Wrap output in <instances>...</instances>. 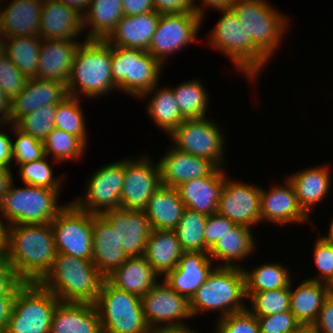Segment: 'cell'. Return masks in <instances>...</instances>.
<instances>
[{
	"mask_svg": "<svg viewBox=\"0 0 333 333\" xmlns=\"http://www.w3.org/2000/svg\"><path fill=\"white\" fill-rule=\"evenodd\" d=\"M55 255L50 223L7 226L6 257L23 282L39 283Z\"/></svg>",
	"mask_w": 333,
	"mask_h": 333,
	"instance_id": "cell-1",
	"label": "cell"
},
{
	"mask_svg": "<svg viewBox=\"0 0 333 333\" xmlns=\"http://www.w3.org/2000/svg\"><path fill=\"white\" fill-rule=\"evenodd\" d=\"M104 279L92 259L56 253L50 271L39 283L61 302L95 304Z\"/></svg>",
	"mask_w": 333,
	"mask_h": 333,
	"instance_id": "cell-2",
	"label": "cell"
},
{
	"mask_svg": "<svg viewBox=\"0 0 333 333\" xmlns=\"http://www.w3.org/2000/svg\"><path fill=\"white\" fill-rule=\"evenodd\" d=\"M83 42L77 48L66 84L68 95L95 99L118 89L112 78L111 45L99 39Z\"/></svg>",
	"mask_w": 333,
	"mask_h": 333,
	"instance_id": "cell-3",
	"label": "cell"
},
{
	"mask_svg": "<svg viewBox=\"0 0 333 333\" xmlns=\"http://www.w3.org/2000/svg\"><path fill=\"white\" fill-rule=\"evenodd\" d=\"M219 265L190 299L192 316L204 311L221 310L220 318H223L247 308L242 301L246 299L243 267Z\"/></svg>",
	"mask_w": 333,
	"mask_h": 333,
	"instance_id": "cell-4",
	"label": "cell"
},
{
	"mask_svg": "<svg viewBox=\"0 0 333 333\" xmlns=\"http://www.w3.org/2000/svg\"><path fill=\"white\" fill-rule=\"evenodd\" d=\"M59 190L26 184H12L0 202L1 219L6 226L51 223L65 207L57 203Z\"/></svg>",
	"mask_w": 333,
	"mask_h": 333,
	"instance_id": "cell-5",
	"label": "cell"
},
{
	"mask_svg": "<svg viewBox=\"0 0 333 333\" xmlns=\"http://www.w3.org/2000/svg\"><path fill=\"white\" fill-rule=\"evenodd\" d=\"M219 11L223 15L210 34L209 42L230 57L237 70L255 80L268 59L254 46L252 37L230 8Z\"/></svg>",
	"mask_w": 333,
	"mask_h": 333,
	"instance_id": "cell-6",
	"label": "cell"
},
{
	"mask_svg": "<svg viewBox=\"0 0 333 333\" xmlns=\"http://www.w3.org/2000/svg\"><path fill=\"white\" fill-rule=\"evenodd\" d=\"M229 8L252 37L254 46L269 60L287 31V17L265 0H234Z\"/></svg>",
	"mask_w": 333,
	"mask_h": 333,
	"instance_id": "cell-7",
	"label": "cell"
},
{
	"mask_svg": "<svg viewBox=\"0 0 333 333\" xmlns=\"http://www.w3.org/2000/svg\"><path fill=\"white\" fill-rule=\"evenodd\" d=\"M59 299L37 282H24L18 289L4 333H50Z\"/></svg>",
	"mask_w": 333,
	"mask_h": 333,
	"instance_id": "cell-8",
	"label": "cell"
},
{
	"mask_svg": "<svg viewBox=\"0 0 333 333\" xmlns=\"http://www.w3.org/2000/svg\"><path fill=\"white\" fill-rule=\"evenodd\" d=\"M95 306L102 333H149L141 298L103 280Z\"/></svg>",
	"mask_w": 333,
	"mask_h": 333,
	"instance_id": "cell-9",
	"label": "cell"
},
{
	"mask_svg": "<svg viewBox=\"0 0 333 333\" xmlns=\"http://www.w3.org/2000/svg\"><path fill=\"white\" fill-rule=\"evenodd\" d=\"M111 60L114 85L138 98L158 84L164 67L148 51L113 45Z\"/></svg>",
	"mask_w": 333,
	"mask_h": 333,
	"instance_id": "cell-10",
	"label": "cell"
},
{
	"mask_svg": "<svg viewBox=\"0 0 333 333\" xmlns=\"http://www.w3.org/2000/svg\"><path fill=\"white\" fill-rule=\"evenodd\" d=\"M95 214L69 202L50 223L56 253L92 259L93 218Z\"/></svg>",
	"mask_w": 333,
	"mask_h": 333,
	"instance_id": "cell-11",
	"label": "cell"
},
{
	"mask_svg": "<svg viewBox=\"0 0 333 333\" xmlns=\"http://www.w3.org/2000/svg\"><path fill=\"white\" fill-rule=\"evenodd\" d=\"M219 128L206 117L185 119L169 135L177 150L209 159L221 168L225 140Z\"/></svg>",
	"mask_w": 333,
	"mask_h": 333,
	"instance_id": "cell-12",
	"label": "cell"
},
{
	"mask_svg": "<svg viewBox=\"0 0 333 333\" xmlns=\"http://www.w3.org/2000/svg\"><path fill=\"white\" fill-rule=\"evenodd\" d=\"M202 20L196 12L160 13L148 52L163 65L168 55L197 41Z\"/></svg>",
	"mask_w": 333,
	"mask_h": 333,
	"instance_id": "cell-13",
	"label": "cell"
},
{
	"mask_svg": "<svg viewBox=\"0 0 333 333\" xmlns=\"http://www.w3.org/2000/svg\"><path fill=\"white\" fill-rule=\"evenodd\" d=\"M124 184V160L100 167L87 182L86 197L73 200L81 210L102 215L108 210L121 208Z\"/></svg>",
	"mask_w": 333,
	"mask_h": 333,
	"instance_id": "cell-14",
	"label": "cell"
},
{
	"mask_svg": "<svg viewBox=\"0 0 333 333\" xmlns=\"http://www.w3.org/2000/svg\"><path fill=\"white\" fill-rule=\"evenodd\" d=\"M150 157L139 160L124 159V184L121 191V208L133 213L145 214L147 202L161 186L158 163Z\"/></svg>",
	"mask_w": 333,
	"mask_h": 333,
	"instance_id": "cell-15",
	"label": "cell"
},
{
	"mask_svg": "<svg viewBox=\"0 0 333 333\" xmlns=\"http://www.w3.org/2000/svg\"><path fill=\"white\" fill-rule=\"evenodd\" d=\"M141 305L149 328L184 325L181 320L193 317L190 301L174 291L164 280L161 284L157 282L141 297Z\"/></svg>",
	"mask_w": 333,
	"mask_h": 333,
	"instance_id": "cell-16",
	"label": "cell"
},
{
	"mask_svg": "<svg viewBox=\"0 0 333 333\" xmlns=\"http://www.w3.org/2000/svg\"><path fill=\"white\" fill-rule=\"evenodd\" d=\"M260 195L258 186L228 180L226 176L216 213L235 224L251 227L261 222Z\"/></svg>",
	"mask_w": 333,
	"mask_h": 333,
	"instance_id": "cell-17",
	"label": "cell"
},
{
	"mask_svg": "<svg viewBox=\"0 0 333 333\" xmlns=\"http://www.w3.org/2000/svg\"><path fill=\"white\" fill-rule=\"evenodd\" d=\"M68 95L66 84L40 78L28 79L23 90L11 100L10 125L44 105H57Z\"/></svg>",
	"mask_w": 333,
	"mask_h": 333,
	"instance_id": "cell-18",
	"label": "cell"
},
{
	"mask_svg": "<svg viewBox=\"0 0 333 333\" xmlns=\"http://www.w3.org/2000/svg\"><path fill=\"white\" fill-rule=\"evenodd\" d=\"M168 151L157 162L161 185L176 188L191 179L209 176L217 168L204 157L184 153L174 147Z\"/></svg>",
	"mask_w": 333,
	"mask_h": 333,
	"instance_id": "cell-19",
	"label": "cell"
},
{
	"mask_svg": "<svg viewBox=\"0 0 333 333\" xmlns=\"http://www.w3.org/2000/svg\"><path fill=\"white\" fill-rule=\"evenodd\" d=\"M208 252H183L177 266L164 277L174 291L189 301L214 269Z\"/></svg>",
	"mask_w": 333,
	"mask_h": 333,
	"instance_id": "cell-20",
	"label": "cell"
},
{
	"mask_svg": "<svg viewBox=\"0 0 333 333\" xmlns=\"http://www.w3.org/2000/svg\"><path fill=\"white\" fill-rule=\"evenodd\" d=\"M102 216L116 229L128 258L144 256L147 240L153 230L145 214L119 208L108 210Z\"/></svg>",
	"mask_w": 333,
	"mask_h": 333,
	"instance_id": "cell-21",
	"label": "cell"
},
{
	"mask_svg": "<svg viewBox=\"0 0 333 333\" xmlns=\"http://www.w3.org/2000/svg\"><path fill=\"white\" fill-rule=\"evenodd\" d=\"M222 168L209 176L191 179L176 187L185 208L210 216L217 212L218 201L226 182Z\"/></svg>",
	"mask_w": 333,
	"mask_h": 333,
	"instance_id": "cell-22",
	"label": "cell"
},
{
	"mask_svg": "<svg viewBox=\"0 0 333 333\" xmlns=\"http://www.w3.org/2000/svg\"><path fill=\"white\" fill-rule=\"evenodd\" d=\"M285 184L286 186L276 185L269 191L261 188V221L267 220L281 225L310 221L299 206L294 186L288 178Z\"/></svg>",
	"mask_w": 333,
	"mask_h": 333,
	"instance_id": "cell-23",
	"label": "cell"
},
{
	"mask_svg": "<svg viewBox=\"0 0 333 333\" xmlns=\"http://www.w3.org/2000/svg\"><path fill=\"white\" fill-rule=\"evenodd\" d=\"M92 250V261L104 277L128 258L116 229L102 215L93 218Z\"/></svg>",
	"mask_w": 333,
	"mask_h": 333,
	"instance_id": "cell-24",
	"label": "cell"
},
{
	"mask_svg": "<svg viewBox=\"0 0 333 333\" xmlns=\"http://www.w3.org/2000/svg\"><path fill=\"white\" fill-rule=\"evenodd\" d=\"M44 40V41H43ZM80 42L42 38L36 78L67 84Z\"/></svg>",
	"mask_w": 333,
	"mask_h": 333,
	"instance_id": "cell-25",
	"label": "cell"
},
{
	"mask_svg": "<svg viewBox=\"0 0 333 333\" xmlns=\"http://www.w3.org/2000/svg\"><path fill=\"white\" fill-rule=\"evenodd\" d=\"M159 19L160 13L157 11L124 15L105 41L113 46L148 51Z\"/></svg>",
	"mask_w": 333,
	"mask_h": 333,
	"instance_id": "cell-26",
	"label": "cell"
},
{
	"mask_svg": "<svg viewBox=\"0 0 333 333\" xmlns=\"http://www.w3.org/2000/svg\"><path fill=\"white\" fill-rule=\"evenodd\" d=\"M44 0H12L0 8V38L40 36V20Z\"/></svg>",
	"mask_w": 333,
	"mask_h": 333,
	"instance_id": "cell-27",
	"label": "cell"
},
{
	"mask_svg": "<svg viewBox=\"0 0 333 333\" xmlns=\"http://www.w3.org/2000/svg\"><path fill=\"white\" fill-rule=\"evenodd\" d=\"M82 28L83 16L76 10L61 1L44 0L40 20L42 38L74 40L83 32Z\"/></svg>",
	"mask_w": 333,
	"mask_h": 333,
	"instance_id": "cell-28",
	"label": "cell"
},
{
	"mask_svg": "<svg viewBox=\"0 0 333 333\" xmlns=\"http://www.w3.org/2000/svg\"><path fill=\"white\" fill-rule=\"evenodd\" d=\"M50 333H102L95 304L60 301L52 316Z\"/></svg>",
	"mask_w": 333,
	"mask_h": 333,
	"instance_id": "cell-29",
	"label": "cell"
},
{
	"mask_svg": "<svg viewBox=\"0 0 333 333\" xmlns=\"http://www.w3.org/2000/svg\"><path fill=\"white\" fill-rule=\"evenodd\" d=\"M160 276L144 256L127 258L105 279L114 287L142 297L158 282Z\"/></svg>",
	"mask_w": 333,
	"mask_h": 333,
	"instance_id": "cell-30",
	"label": "cell"
},
{
	"mask_svg": "<svg viewBox=\"0 0 333 333\" xmlns=\"http://www.w3.org/2000/svg\"><path fill=\"white\" fill-rule=\"evenodd\" d=\"M291 286L290 283V311L303 328H310L329 296V285L306 279L295 290Z\"/></svg>",
	"mask_w": 333,
	"mask_h": 333,
	"instance_id": "cell-31",
	"label": "cell"
},
{
	"mask_svg": "<svg viewBox=\"0 0 333 333\" xmlns=\"http://www.w3.org/2000/svg\"><path fill=\"white\" fill-rule=\"evenodd\" d=\"M184 209L177 189L161 185L147 202L145 215L153 230H175Z\"/></svg>",
	"mask_w": 333,
	"mask_h": 333,
	"instance_id": "cell-32",
	"label": "cell"
},
{
	"mask_svg": "<svg viewBox=\"0 0 333 333\" xmlns=\"http://www.w3.org/2000/svg\"><path fill=\"white\" fill-rule=\"evenodd\" d=\"M329 171L327 166H316L288 177L294 186L299 206L307 215L314 209L312 206L327 196L331 184Z\"/></svg>",
	"mask_w": 333,
	"mask_h": 333,
	"instance_id": "cell-33",
	"label": "cell"
},
{
	"mask_svg": "<svg viewBox=\"0 0 333 333\" xmlns=\"http://www.w3.org/2000/svg\"><path fill=\"white\" fill-rule=\"evenodd\" d=\"M182 253L174 230H152L144 257L158 275L165 276L177 266Z\"/></svg>",
	"mask_w": 333,
	"mask_h": 333,
	"instance_id": "cell-34",
	"label": "cell"
},
{
	"mask_svg": "<svg viewBox=\"0 0 333 333\" xmlns=\"http://www.w3.org/2000/svg\"><path fill=\"white\" fill-rule=\"evenodd\" d=\"M255 246V239L250 227L235 224L216 242L208 254L212 260L219 259L220 262H225L220 267H240L235 261L245 260L248 255L253 253Z\"/></svg>",
	"mask_w": 333,
	"mask_h": 333,
	"instance_id": "cell-35",
	"label": "cell"
},
{
	"mask_svg": "<svg viewBox=\"0 0 333 333\" xmlns=\"http://www.w3.org/2000/svg\"><path fill=\"white\" fill-rule=\"evenodd\" d=\"M123 16L122 0H89L83 15V29L91 25L86 39L105 40Z\"/></svg>",
	"mask_w": 333,
	"mask_h": 333,
	"instance_id": "cell-36",
	"label": "cell"
},
{
	"mask_svg": "<svg viewBox=\"0 0 333 333\" xmlns=\"http://www.w3.org/2000/svg\"><path fill=\"white\" fill-rule=\"evenodd\" d=\"M41 36L0 38L2 51L28 79L36 78Z\"/></svg>",
	"mask_w": 333,
	"mask_h": 333,
	"instance_id": "cell-37",
	"label": "cell"
},
{
	"mask_svg": "<svg viewBox=\"0 0 333 333\" xmlns=\"http://www.w3.org/2000/svg\"><path fill=\"white\" fill-rule=\"evenodd\" d=\"M157 87H159L158 84H156L151 90L143 93L139 99L154 94L152 99L149 100L147 113L162 131L164 130L167 134H170L185 120V118L180 112L172 87H162L159 89Z\"/></svg>",
	"mask_w": 333,
	"mask_h": 333,
	"instance_id": "cell-38",
	"label": "cell"
},
{
	"mask_svg": "<svg viewBox=\"0 0 333 333\" xmlns=\"http://www.w3.org/2000/svg\"><path fill=\"white\" fill-rule=\"evenodd\" d=\"M245 276V293L277 290L292 283L289 271L281 263H264L249 272L243 269Z\"/></svg>",
	"mask_w": 333,
	"mask_h": 333,
	"instance_id": "cell-39",
	"label": "cell"
},
{
	"mask_svg": "<svg viewBox=\"0 0 333 333\" xmlns=\"http://www.w3.org/2000/svg\"><path fill=\"white\" fill-rule=\"evenodd\" d=\"M176 102L185 119L206 117L208 93L199 80L184 81L172 88Z\"/></svg>",
	"mask_w": 333,
	"mask_h": 333,
	"instance_id": "cell-40",
	"label": "cell"
},
{
	"mask_svg": "<svg viewBox=\"0 0 333 333\" xmlns=\"http://www.w3.org/2000/svg\"><path fill=\"white\" fill-rule=\"evenodd\" d=\"M208 216L185 208L175 232L183 252H205L204 229Z\"/></svg>",
	"mask_w": 333,
	"mask_h": 333,
	"instance_id": "cell-41",
	"label": "cell"
},
{
	"mask_svg": "<svg viewBox=\"0 0 333 333\" xmlns=\"http://www.w3.org/2000/svg\"><path fill=\"white\" fill-rule=\"evenodd\" d=\"M46 156L53 157L54 161L78 159L82 156L86 144L77 136L54 128L43 141Z\"/></svg>",
	"mask_w": 333,
	"mask_h": 333,
	"instance_id": "cell-42",
	"label": "cell"
},
{
	"mask_svg": "<svg viewBox=\"0 0 333 333\" xmlns=\"http://www.w3.org/2000/svg\"><path fill=\"white\" fill-rule=\"evenodd\" d=\"M80 102L78 97L67 96L62 102L57 104L55 128L73 134L87 144V130Z\"/></svg>",
	"mask_w": 333,
	"mask_h": 333,
	"instance_id": "cell-43",
	"label": "cell"
},
{
	"mask_svg": "<svg viewBox=\"0 0 333 333\" xmlns=\"http://www.w3.org/2000/svg\"><path fill=\"white\" fill-rule=\"evenodd\" d=\"M256 317H265L290 310V285L277 290L245 293Z\"/></svg>",
	"mask_w": 333,
	"mask_h": 333,
	"instance_id": "cell-44",
	"label": "cell"
},
{
	"mask_svg": "<svg viewBox=\"0 0 333 333\" xmlns=\"http://www.w3.org/2000/svg\"><path fill=\"white\" fill-rule=\"evenodd\" d=\"M57 105H44L21 117L14 125L22 132L44 141L55 128Z\"/></svg>",
	"mask_w": 333,
	"mask_h": 333,
	"instance_id": "cell-45",
	"label": "cell"
},
{
	"mask_svg": "<svg viewBox=\"0 0 333 333\" xmlns=\"http://www.w3.org/2000/svg\"><path fill=\"white\" fill-rule=\"evenodd\" d=\"M48 156H44L38 160L31 161L29 163L19 164V177L26 185L40 186L52 190H60L61 179L63 176L53 177L52 166L46 161Z\"/></svg>",
	"mask_w": 333,
	"mask_h": 333,
	"instance_id": "cell-46",
	"label": "cell"
},
{
	"mask_svg": "<svg viewBox=\"0 0 333 333\" xmlns=\"http://www.w3.org/2000/svg\"><path fill=\"white\" fill-rule=\"evenodd\" d=\"M9 127L14 136L17 138L12 143V160L19 165L21 163H29L45 156L44 145L42 141L35 139L19 130L14 124Z\"/></svg>",
	"mask_w": 333,
	"mask_h": 333,
	"instance_id": "cell-47",
	"label": "cell"
},
{
	"mask_svg": "<svg viewBox=\"0 0 333 333\" xmlns=\"http://www.w3.org/2000/svg\"><path fill=\"white\" fill-rule=\"evenodd\" d=\"M28 78L10 61L6 54L0 52V88L12 100L25 87Z\"/></svg>",
	"mask_w": 333,
	"mask_h": 333,
	"instance_id": "cell-48",
	"label": "cell"
},
{
	"mask_svg": "<svg viewBox=\"0 0 333 333\" xmlns=\"http://www.w3.org/2000/svg\"><path fill=\"white\" fill-rule=\"evenodd\" d=\"M217 333H260L257 317L246 308L219 318Z\"/></svg>",
	"mask_w": 333,
	"mask_h": 333,
	"instance_id": "cell-49",
	"label": "cell"
},
{
	"mask_svg": "<svg viewBox=\"0 0 333 333\" xmlns=\"http://www.w3.org/2000/svg\"><path fill=\"white\" fill-rule=\"evenodd\" d=\"M257 320L260 333H298L303 329L290 310L257 317Z\"/></svg>",
	"mask_w": 333,
	"mask_h": 333,
	"instance_id": "cell-50",
	"label": "cell"
},
{
	"mask_svg": "<svg viewBox=\"0 0 333 333\" xmlns=\"http://www.w3.org/2000/svg\"><path fill=\"white\" fill-rule=\"evenodd\" d=\"M314 262L321 275L309 280L329 284L333 280V244L319 237L314 247Z\"/></svg>",
	"mask_w": 333,
	"mask_h": 333,
	"instance_id": "cell-51",
	"label": "cell"
},
{
	"mask_svg": "<svg viewBox=\"0 0 333 333\" xmlns=\"http://www.w3.org/2000/svg\"><path fill=\"white\" fill-rule=\"evenodd\" d=\"M235 225L227 217L218 213L208 216L204 229L205 252L216 244V242Z\"/></svg>",
	"mask_w": 333,
	"mask_h": 333,
	"instance_id": "cell-52",
	"label": "cell"
},
{
	"mask_svg": "<svg viewBox=\"0 0 333 333\" xmlns=\"http://www.w3.org/2000/svg\"><path fill=\"white\" fill-rule=\"evenodd\" d=\"M23 283L7 257H0V295H16Z\"/></svg>",
	"mask_w": 333,
	"mask_h": 333,
	"instance_id": "cell-53",
	"label": "cell"
},
{
	"mask_svg": "<svg viewBox=\"0 0 333 333\" xmlns=\"http://www.w3.org/2000/svg\"><path fill=\"white\" fill-rule=\"evenodd\" d=\"M313 333H333V297L324 300L318 317L310 327Z\"/></svg>",
	"mask_w": 333,
	"mask_h": 333,
	"instance_id": "cell-54",
	"label": "cell"
},
{
	"mask_svg": "<svg viewBox=\"0 0 333 333\" xmlns=\"http://www.w3.org/2000/svg\"><path fill=\"white\" fill-rule=\"evenodd\" d=\"M158 13L195 12L192 0H153Z\"/></svg>",
	"mask_w": 333,
	"mask_h": 333,
	"instance_id": "cell-55",
	"label": "cell"
},
{
	"mask_svg": "<svg viewBox=\"0 0 333 333\" xmlns=\"http://www.w3.org/2000/svg\"><path fill=\"white\" fill-rule=\"evenodd\" d=\"M122 8L126 16L155 11L153 0H122Z\"/></svg>",
	"mask_w": 333,
	"mask_h": 333,
	"instance_id": "cell-56",
	"label": "cell"
},
{
	"mask_svg": "<svg viewBox=\"0 0 333 333\" xmlns=\"http://www.w3.org/2000/svg\"><path fill=\"white\" fill-rule=\"evenodd\" d=\"M12 139L0 131V167L10 169L12 163Z\"/></svg>",
	"mask_w": 333,
	"mask_h": 333,
	"instance_id": "cell-57",
	"label": "cell"
},
{
	"mask_svg": "<svg viewBox=\"0 0 333 333\" xmlns=\"http://www.w3.org/2000/svg\"><path fill=\"white\" fill-rule=\"evenodd\" d=\"M16 295H0V333H4L9 322Z\"/></svg>",
	"mask_w": 333,
	"mask_h": 333,
	"instance_id": "cell-58",
	"label": "cell"
},
{
	"mask_svg": "<svg viewBox=\"0 0 333 333\" xmlns=\"http://www.w3.org/2000/svg\"><path fill=\"white\" fill-rule=\"evenodd\" d=\"M234 0H201L203 2L202 5L195 6V0H192L195 12L199 14L202 18L204 17V9L206 6H210L211 8L219 9H227L230 7ZM204 7V8H203Z\"/></svg>",
	"mask_w": 333,
	"mask_h": 333,
	"instance_id": "cell-59",
	"label": "cell"
},
{
	"mask_svg": "<svg viewBox=\"0 0 333 333\" xmlns=\"http://www.w3.org/2000/svg\"><path fill=\"white\" fill-rule=\"evenodd\" d=\"M13 180L14 179L11 170L0 167V202L8 192Z\"/></svg>",
	"mask_w": 333,
	"mask_h": 333,
	"instance_id": "cell-60",
	"label": "cell"
},
{
	"mask_svg": "<svg viewBox=\"0 0 333 333\" xmlns=\"http://www.w3.org/2000/svg\"><path fill=\"white\" fill-rule=\"evenodd\" d=\"M11 100L0 88V120L10 124Z\"/></svg>",
	"mask_w": 333,
	"mask_h": 333,
	"instance_id": "cell-61",
	"label": "cell"
},
{
	"mask_svg": "<svg viewBox=\"0 0 333 333\" xmlns=\"http://www.w3.org/2000/svg\"><path fill=\"white\" fill-rule=\"evenodd\" d=\"M149 333H197L184 325L177 326H156L149 328Z\"/></svg>",
	"mask_w": 333,
	"mask_h": 333,
	"instance_id": "cell-62",
	"label": "cell"
},
{
	"mask_svg": "<svg viewBox=\"0 0 333 333\" xmlns=\"http://www.w3.org/2000/svg\"><path fill=\"white\" fill-rule=\"evenodd\" d=\"M76 10L82 16L89 6V0H57ZM83 10V11H82Z\"/></svg>",
	"mask_w": 333,
	"mask_h": 333,
	"instance_id": "cell-63",
	"label": "cell"
},
{
	"mask_svg": "<svg viewBox=\"0 0 333 333\" xmlns=\"http://www.w3.org/2000/svg\"><path fill=\"white\" fill-rule=\"evenodd\" d=\"M6 239H7V226L4 225L0 218V257L6 256Z\"/></svg>",
	"mask_w": 333,
	"mask_h": 333,
	"instance_id": "cell-64",
	"label": "cell"
},
{
	"mask_svg": "<svg viewBox=\"0 0 333 333\" xmlns=\"http://www.w3.org/2000/svg\"><path fill=\"white\" fill-rule=\"evenodd\" d=\"M328 236H321L326 242L333 244V219L331 220Z\"/></svg>",
	"mask_w": 333,
	"mask_h": 333,
	"instance_id": "cell-65",
	"label": "cell"
},
{
	"mask_svg": "<svg viewBox=\"0 0 333 333\" xmlns=\"http://www.w3.org/2000/svg\"><path fill=\"white\" fill-rule=\"evenodd\" d=\"M328 285H329V295L333 297V280Z\"/></svg>",
	"mask_w": 333,
	"mask_h": 333,
	"instance_id": "cell-66",
	"label": "cell"
},
{
	"mask_svg": "<svg viewBox=\"0 0 333 333\" xmlns=\"http://www.w3.org/2000/svg\"><path fill=\"white\" fill-rule=\"evenodd\" d=\"M298 333H313L310 328H303Z\"/></svg>",
	"mask_w": 333,
	"mask_h": 333,
	"instance_id": "cell-67",
	"label": "cell"
}]
</instances>
